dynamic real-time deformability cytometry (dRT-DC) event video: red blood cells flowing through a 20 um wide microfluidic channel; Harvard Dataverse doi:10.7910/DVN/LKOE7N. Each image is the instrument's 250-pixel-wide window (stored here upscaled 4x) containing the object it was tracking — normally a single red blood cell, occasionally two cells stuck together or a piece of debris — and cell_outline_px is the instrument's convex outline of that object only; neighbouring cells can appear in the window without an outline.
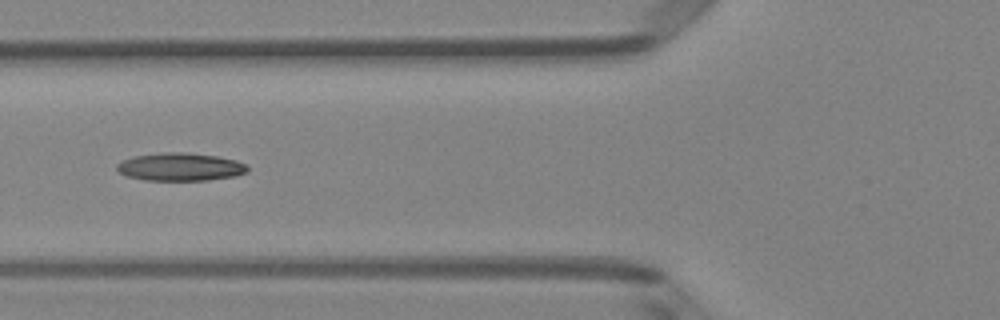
{"species": "Egyptian fruit bat (a non-hibernating species)", "species_latin": "Rousettus aegyptiacus", "temperature_condition": "room temperature", "stored_images_in_passage": 6, "camera_frame_rate_fps": 3000, "um_per_image_px": 0.085, "animal": {"sex": "female"}, "frame": {"image": 1, "passage_image": 6, "time_ms": 1.667, "image_size_px": [1000, 320], "cell_outline_px": [[248, 172], [236, 176], [208, 180], [144, 180], [124, 176], [116, 168], [116, 164], [132, 156], [164, 152], [188, 152], [216, 156], [236, 160], [244, 164], [248, 168]], "centroid_in_image_um": [15.31, 14.18], "position_along_channel_um": 110.5, "area_um2": 21.39}}